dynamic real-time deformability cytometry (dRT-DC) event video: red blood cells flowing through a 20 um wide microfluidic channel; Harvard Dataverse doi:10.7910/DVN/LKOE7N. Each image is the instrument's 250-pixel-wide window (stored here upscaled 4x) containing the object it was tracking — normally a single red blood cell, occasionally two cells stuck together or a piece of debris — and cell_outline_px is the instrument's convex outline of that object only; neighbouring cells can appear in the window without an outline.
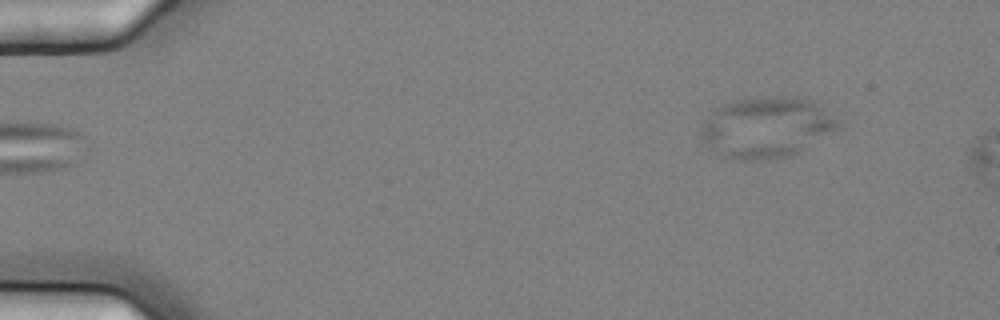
{"species": "common noctule bat (a hibernating species)", "species_latin": "Nyctalus noctula", "temperature_condition": "cold", "stored_images_in_passage": 4, "camera_frame_rate_fps": 3000, "um_per_image_px": 0.085, "animal": {"sex": "female", "body_mass_g": 25.1}, "frame": {"image": 1, "passage_image": 1, "time_ms": 0.0, "image_size_px": [1000, 320], "cell_outline_px": [[844, 124], [840, 128], [800, 152], [792, 156], [768, 160], [732, 160], [724, 156], [712, 148], [700, 136], [700, 124], [720, 104], [740, 100], [768, 96], [780, 96], [808, 100], [820, 104], [840, 120]], "centroid_in_image_um": [65.19, 10.84], "position_along_channel_um": 19.8, "area_um2": 48.9}}